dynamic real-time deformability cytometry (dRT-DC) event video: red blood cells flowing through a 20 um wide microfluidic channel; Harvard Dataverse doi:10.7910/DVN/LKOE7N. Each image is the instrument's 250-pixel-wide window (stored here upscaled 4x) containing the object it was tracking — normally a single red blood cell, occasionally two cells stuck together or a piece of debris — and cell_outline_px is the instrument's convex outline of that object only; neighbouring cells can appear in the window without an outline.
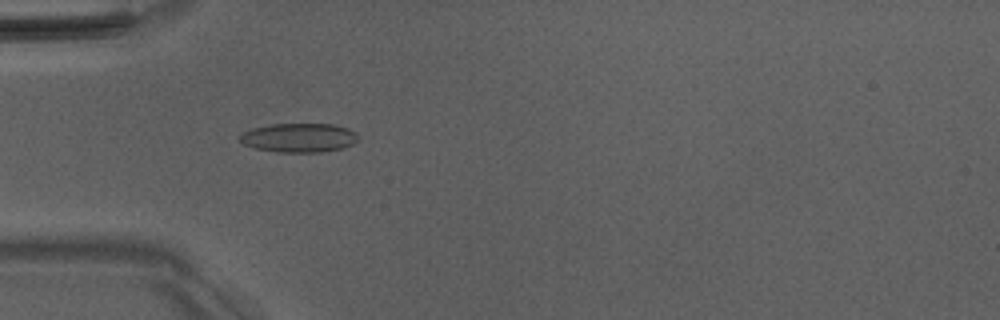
{"species": "Egyptian fruit bat (a non-hibernating species)", "species_latin": "Rousettus aegyptiacus", "temperature_condition": "room temperature", "stored_images_in_passage": 46, "camera_frame_rate_fps": 3000, "um_per_image_px": 0.085, "animal": {"sex": "male"}, "frame": {"image": 1, "passage_image": 11, "time_ms": 3.333, "image_size_px": [1000, 320], "cell_outline_px": [[360, 136], [352, 144], [340, 148], [320, 152], [276, 152], [256, 148], [244, 144], [240, 140], [240, 136], [244, 132], [252, 128], [272, 124], [336, 124], [348, 128], [356, 132]], "centroid_in_image_um": [25.44, 11.7], "position_along_channel_um": 59.6, "area_um2": 19.94}}
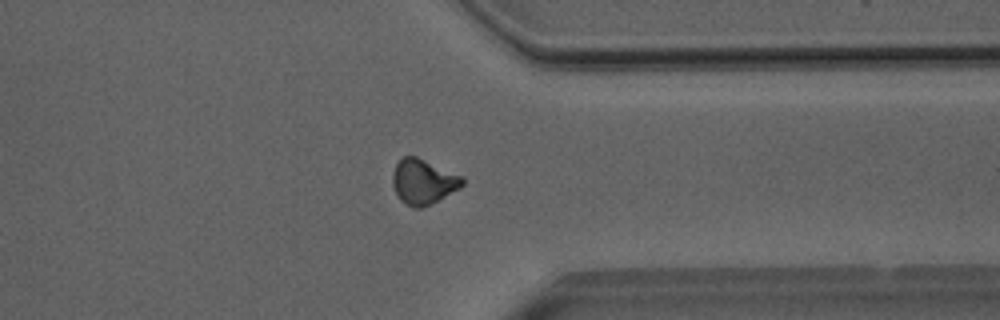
{"frame": {"image": 2, "passage_image": 35, "time_ms": 11.333, "image_size_px": [1000, 320], "cell_outline_px": [[464, 184], [460, 188], [424, 208], [412, 208], [400, 200], [392, 184], [392, 172], [396, 164], [404, 156], [416, 156], [464, 176]], "centroid_in_image_um": [35.99, 15.45], "position_along_channel_um": 375.4, "area_um2": 18.5}}
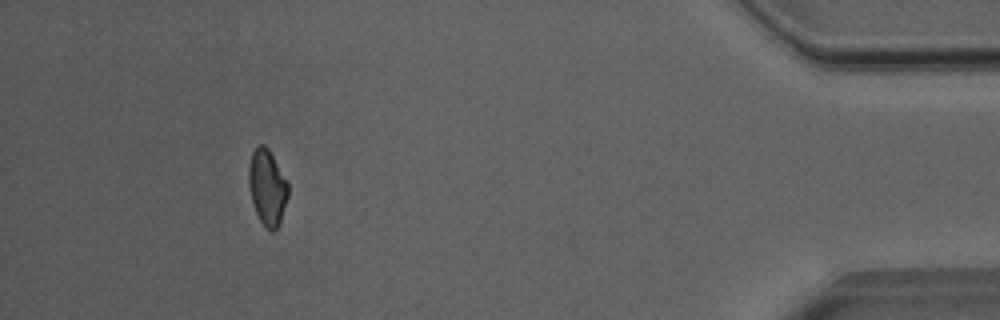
{"frame": {"image": 3, "passage_image": 42, "time_ms": 13.667, "image_size_px": [1000, 320], "cell_outline_px": [[288, 196], [280, 224], [272, 232], [264, 228], [256, 212], [252, 200], [248, 184], [248, 168], [252, 152], [256, 144], [264, 144], [268, 148], [288, 184]], "centroid_in_image_um": [22.7, 15.93], "position_along_channel_um": 412.5, "area_um2": 17.4}, "authors_computed_cell_mechanics": {"area_um2": 18.2359, "velocity_mm_per_s": 4.0389, "shape_relaxation_time_tau1_ms": 6.0651, "shape_relaxation_time_tau2_ms": 4.3791, "deformation_change_tau1": 0.1207, "deformation_change_tau2": 0.1094}}